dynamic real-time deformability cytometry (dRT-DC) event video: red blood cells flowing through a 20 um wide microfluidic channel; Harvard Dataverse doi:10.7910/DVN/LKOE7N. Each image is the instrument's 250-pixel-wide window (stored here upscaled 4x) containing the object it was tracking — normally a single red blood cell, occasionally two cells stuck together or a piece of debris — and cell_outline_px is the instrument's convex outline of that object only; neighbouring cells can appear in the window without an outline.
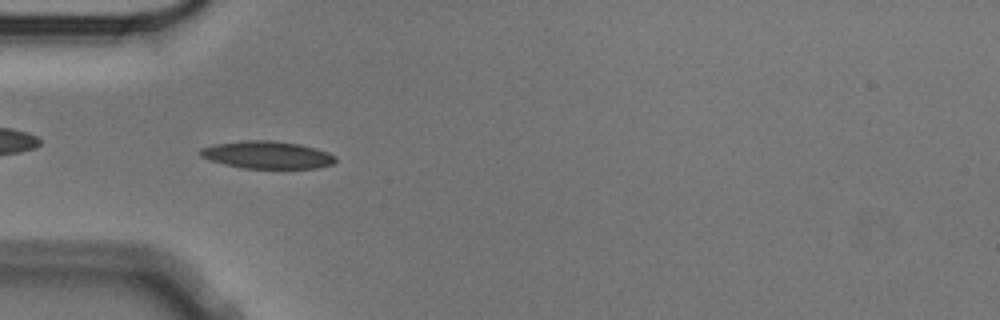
{"species": "Egyptian fruit bat (a non-hibernating species)", "species_latin": "Rousettus aegyptiacus", "temperature_condition": "cold", "stored_images_in_passage": 42, "camera_frame_rate_fps": 3000, "um_per_image_px": 0.085, "animal": {"sex": "male"}, "frame": {"image": 1, "passage_image": 3, "time_ms": 0.667, "image_size_px": [1000, 320], "cell_outline_px": [[336, 160], [332, 164], [316, 168], [244, 168], [224, 164], [200, 156], [200, 148], [216, 144], [244, 140], [272, 140], [300, 144], [316, 148], [328, 152], [336, 156]], "centroid_in_image_um": [22.74, 13.16], "position_along_channel_um": 62.3, "area_um2": 21.56}}
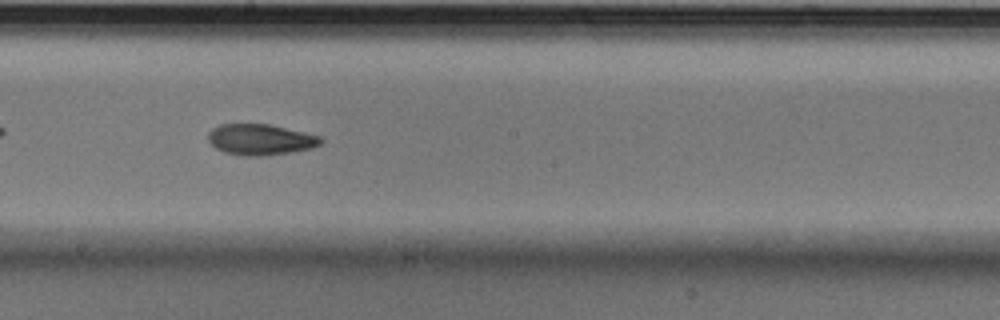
{"frame": {"image": 2, "passage_image": 17, "time_ms": 5.333, "image_size_px": [1000, 320], "cell_outline_px": [[324, 140], [320, 144], [312, 148], [292, 152], [264, 156], [244, 156], [224, 152], [216, 148], [208, 140], [208, 132], [212, 128], [220, 124], [268, 124], [304, 132], [320, 136]], "centroid_in_image_um": [22.13, 11.86], "position_along_channel_um": 226.1, "area_um2": 20.35}}
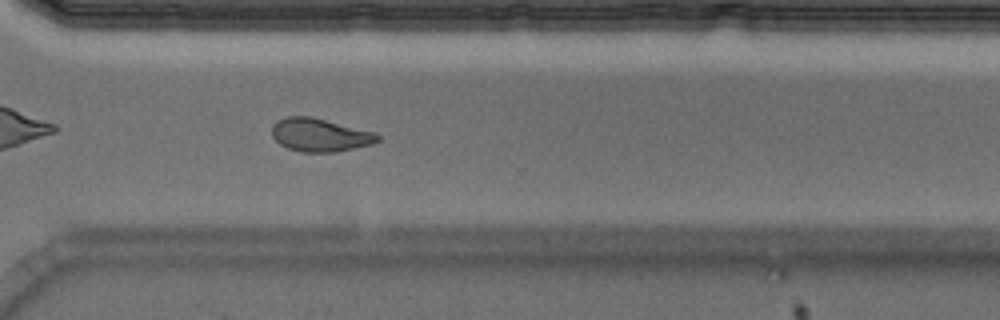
{"frame": {"image": 3, "passage_image": 27, "time_ms": 8.667, "image_size_px": [1000, 320], "cell_outline_px": [[380, 140], [372, 144], [336, 152], [300, 152], [288, 148], [280, 144], [272, 136], [272, 124], [276, 120], [288, 116], [312, 116], [376, 132], [380, 136]], "centroid_in_image_um": [27.2, 11.46], "position_along_channel_um": 343.4, "area_um2": 20.69}, "authors_computed_cell_mechanics": {"area_um2": 20.8658, "velocity_mm_per_s": 3.531, "shape_relaxation_time_tau1_ms": 5.7828, "shape_relaxation_time_tau2_ms": 4.2336, "deformation_change_tau1": 0.151, "deformation_change_tau2": 0.0917}}